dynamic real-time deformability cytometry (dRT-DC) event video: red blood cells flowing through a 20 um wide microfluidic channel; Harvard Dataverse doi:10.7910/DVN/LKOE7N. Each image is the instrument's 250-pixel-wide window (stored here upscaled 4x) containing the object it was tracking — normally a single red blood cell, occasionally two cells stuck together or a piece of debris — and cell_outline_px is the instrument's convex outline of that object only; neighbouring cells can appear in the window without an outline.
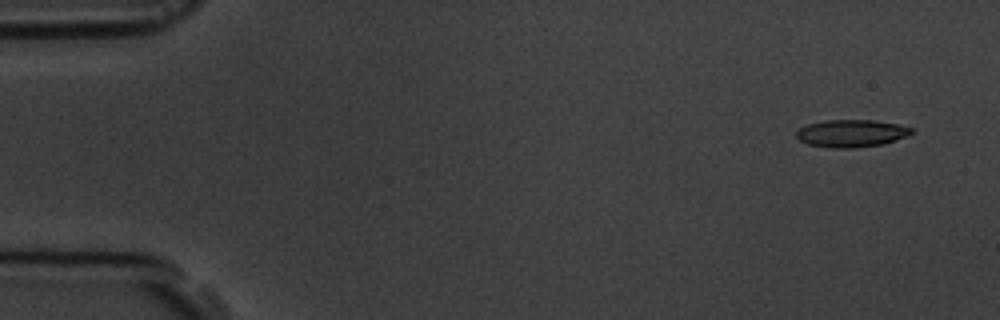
{"species": "common noctule bat (a hibernating species)", "species_latin": "Nyctalus noctula", "temperature_condition": "room temperature", "stored_images_in_passage": 8, "camera_frame_rate_fps": 3000, "um_per_image_px": 0.085, "animal": {"sex": "male", "body_mass_g": 19.5, "forearm_length_mm": 54.6}, "frame": {"image": 1, "passage_image": 1, "time_ms": 0.0, "image_size_px": [1000, 320], "cell_outline_px": [[916, 132], [908, 136], [884, 144], [856, 148], [828, 148], [808, 144], [800, 140], [796, 136], [796, 132], [800, 128], [808, 124], [824, 120], [872, 120], [896, 124], [912, 128]], "centroid_in_image_um": [72.39, 11.34], "position_along_channel_um": 12.6, "area_um2": 18.55}}
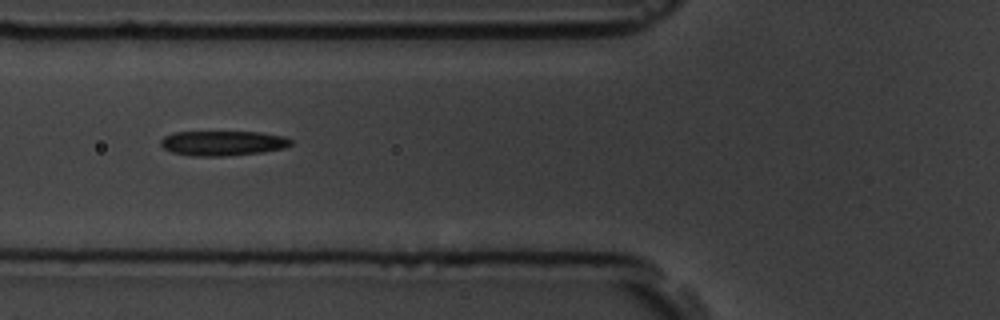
{"frame": {"image": 2, "passage_image": 6, "time_ms": 5.667, "image_size_px": [1000, 320], "cell_outline_px": [[292, 144], [284, 148], [264, 152], [224, 156], [192, 156], [172, 152], [164, 148], [160, 144], [160, 140], [164, 136], [172, 132], [260, 132], [284, 136], [292, 140]], "centroid_in_image_um": [18.93, 12.17], "position_along_channel_um": 106.9, "area_um2": 18.96}}
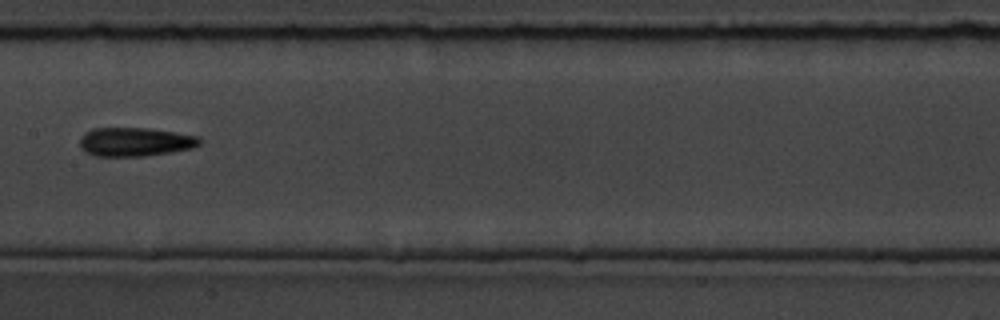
{"frame": {"image": 3, "passage_image": 8, "time_ms": 8.0, "image_size_px": [1000, 320], "cell_outline_px": [[200, 144], [192, 148], [144, 156], [96, 156], [84, 152], [80, 148], [80, 136], [84, 132], [92, 128], [144, 128], [176, 132], [200, 136]], "centroid_in_image_um": [11.44, 12.05], "position_along_channel_um": 196.0, "area_um2": 20.17}}